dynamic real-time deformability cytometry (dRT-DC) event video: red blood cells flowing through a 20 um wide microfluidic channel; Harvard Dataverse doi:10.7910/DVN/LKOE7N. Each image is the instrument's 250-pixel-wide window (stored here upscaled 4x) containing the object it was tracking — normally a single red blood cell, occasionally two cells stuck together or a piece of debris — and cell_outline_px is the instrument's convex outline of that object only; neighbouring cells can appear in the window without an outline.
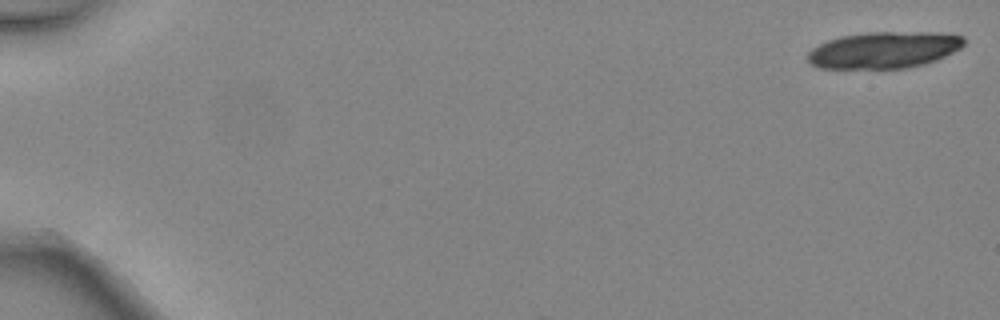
{"species": "common noctule bat (a hibernating species)", "species_latin": "Nyctalus noctula", "temperature_condition": "warm", "stored_images_in_passage": 6, "camera_frame_rate_fps": 3000, "um_per_image_px": 0.085, "animal": {"sex": "female", "body_mass_g": 24.6, "forearm_length_mm": 56.2}, "frame": {"image": 1, "passage_image": 1, "time_ms": 0.0, "image_size_px": [1000, 320], "cell_outline_px": [[964, 44], [960, 48], [936, 60], [924, 64], [904, 68], [820, 68], [812, 64], [808, 60], [808, 52], [812, 48], [828, 40], [840, 36], [868, 32], [936, 32], [964, 36]], "centroid_in_image_um": [75.14, 4.24], "position_along_channel_um": 9.9, "area_um2": 33.18}}
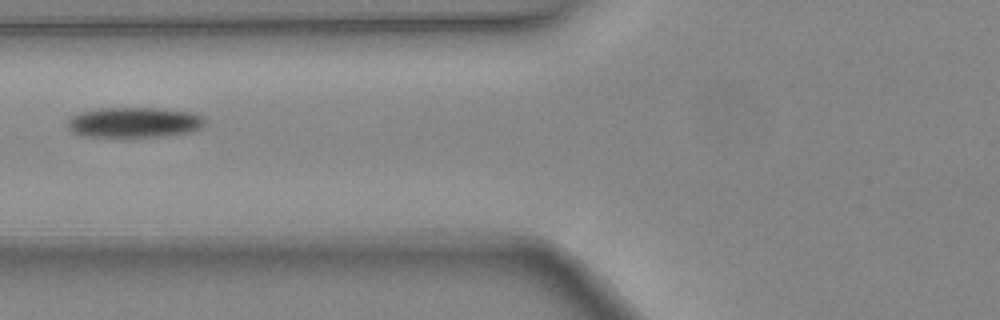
{"frame": {"image": 2, "passage_image": 6, "time_ms": 1.667, "image_size_px": [1000, 320], "cell_outline_px": [[204, 124], [200, 128], [188, 132], [160, 136], [80, 136], [72, 132], [68, 128], [68, 120], [72, 116], [80, 112], [100, 108], [156, 108], [192, 112], [200, 116], [204, 120]], "centroid_in_image_um": [11.36, 10.39], "position_along_channel_um": 114.4, "area_um2": 23.93}}